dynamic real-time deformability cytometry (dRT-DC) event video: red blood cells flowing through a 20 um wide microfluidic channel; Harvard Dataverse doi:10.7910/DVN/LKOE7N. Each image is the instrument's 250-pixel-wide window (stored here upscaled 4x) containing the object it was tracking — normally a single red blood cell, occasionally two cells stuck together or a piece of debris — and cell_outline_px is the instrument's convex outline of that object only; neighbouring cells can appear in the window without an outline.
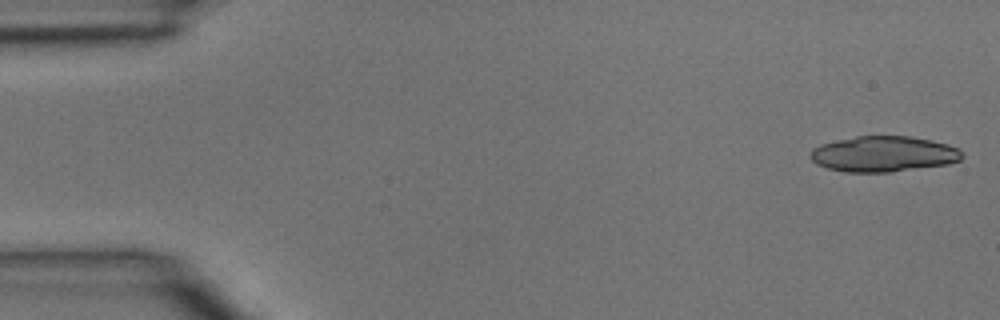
{"species": "common noctule bat (a hibernating species)", "species_latin": "Nyctalus noctula", "temperature_condition": "room temperature", "stored_images_in_passage": 18, "camera_frame_rate_fps": 3000, "um_per_image_px": 0.085, "animal": {"sex": "male", "body_mass_g": 15.6}, "frame": {"image": 1, "passage_image": 1, "time_ms": 0.0, "image_size_px": [1000, 320], "cell_outline_px": [[964, 156], [960, 160], [948, 164], [892, 172], [844, 172], [828, 168], [816, 164], [808, 156], [812, 148], [820, 144], [836, 140], [856, 136], [908, 136], [932, 140], [948, 144], [960, 148]], "centroid_in_image_um": [75.1, 13.09], "position_along_channel_um": 9.9, "area_um2": 31.85}}